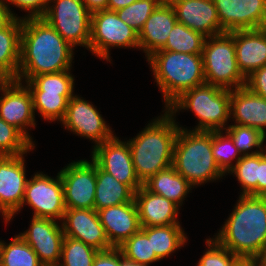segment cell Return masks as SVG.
Returning <instances> with one entry per match:
<instances>
[{
	"label": "cell",
	"instance_id": "1",
	"mask_svg": "<svg viewBox=\"0 0 266 266\" xmlns=\"http://www.w3.org/2000/svg\"><path fill=\"white\" fill-rule=\"evenodd\" d=\"M74 47L42 17L22 19L20 64L16 80L71 70Z\"/></svg>",
	"mask_w": 266,
	"mask_h": 266
},
{
	"label": "cell",
	"instance_id": "2",
	"mask_svg": "<svg viewBox=\"0 0 266 266\" xmlns=\"http://www.w3.org/2000/svg\"><path fill=\"white\" fill-rule=\"evenodd\" d=\"M239 196L214 239L238 258L262 259L266 252V197Z\"/></svg>",
	"mask_w": 266,
	"mask_h": 266
},
{
	"label": "cell",
	"instance_id": "3",
	"mask_svg": "<svg viewBox=\"0 0 266 266\" xmlns=\"http://www.w3.org/2000/svg\"><path fill=\"white\" fill-rule=\"evenodd\" d=\"M146 125L137 136L127 140L137 178L143 184L173 163L178 122L167 110Z\"/></svg>",
	"mask_w": 266,
	"mask_h": 266
},
{
	"label": "cell",
	"instance_id": "4",
	"mask_svg": "<svg viewBox=\"0 0 266 266\" xmlns=\"http://www.w3.org/2000/svg\"><path fill=\"white\" fill-rule=\"evenodd\" d=\"M165 109L183 92L205 84L202 54L157 50L147 58Z\"/></svg>",
	"mask_w": 266,
	"mask_h": 266
},
{
	"label": "cell",
	"instance_id": "5",
	"mask_svg": "<svg viewBox=\"0 0 266 266\" xmlns=\"http://www.w3.org/2000/svg\"><path fill=\"white\" fill-rule=\"evenodd\" d=\"M172 166L193 188L225 176L212 154V131H193L179 126Z\"/></svg>",
	"mask_w": 266,
	"mask_h": 266
},
{
	"label": "cell",
	"instance_id": "6",
	"mask_svg": "<svg viewBox=\"0 0 266 266\" xmlns=\"http://www.w3.org/2000/svg\"><path fill=\"white\" fill-rule=\"evenodd\" d=\"M230 97V89L205 83L183 92L165 110L176 116L179 110L190 109L199 122L193 131H224L230 120Z\"/></svg>",
	"mask_w": 266,
	"mask_h": 266
},
{
	"label": "cell",
	"instance_id": "7",
	"mask_svg": "<svg viewBox=\"0 0 266 266\" xmlns=\"http://www.w3.org/2000/svg\"><path fill=\"white\" fill-rule=\"evenodd\" d=\"M202 60L206 84L230 90L245 86L246 78L237 66L234 31L206 37Z\"/></svg>",
	"mask_w": 266,
	"mask_h": 266
},
{
	"label": "cell",
	"instance_id": "8",
	"mask_svg": "<svg viewBox=\"0 0 266 266\" xmlns=\"http://www.w3.org/2000/svg\"><path fill=\"white\" fill-rule=\"evenodd\" d=\"M113 47L139 48L138 32L122 21L116 11L98 10L91 16L89 50L96 57L110 62Z\"/></svg>",
	"mask_w": 266,
	"mask_h": 266
},
{
	"label": "cell",
	"instance_id": "9",
	"mask_svg": "<svg viewBox=\"0 0 266 266\" xmlns=\"http://www.w3.org/2000/svg\"><path fill=\"white\" fill-rule=\"evenodd\" d=\"M91 16L82 0H49L42 18L71 46H83L89 50Z\"/></svg>",
	"mask_w": 266,
	"mask_h": 266
},
{
	"label": "cell",
	"instance_id": "10",
	"mask_svg": "<svg viewBox=\"0 0 266 266\" xmlns=\"http://www.w3.org/2000/svg\"><path fill=\"white\" fill-rule=\"evenodd\" d=\"M33 209L34 217L62 221L66 211L62 179L58 172L56 178L40 172L28 180L21 208L26 204Z\"/></svg>",
	"mask_w": 266,
	"mask_h": 266
},
{
	"label": "cell",
	"instance_id": "11",
	"mask_svg": "<svg viewBox=\"0 0 266 266\" xmlns=\"http://www.w3.org/2000/svg\"><path fill=\"white\" fill-rule=\"evenodd\" d=\"M66 209H94L96 163L91 159L69 163L59 171Z\"/></svg>",
	"mask_w": 266,
	"mask_h": 266
},
{
	"label": "cell",
	"instance_id": "12",
	"mask_svg": "<svg viewBox=\"0 0 266 266\" xmlns=\"http://www.w3.org/2000/svg\"><path fill=\"white\" fill-rule=\"evenodd\" d=\"M0 117L17 128L34 146L28 127H36L33 98L23 82L6 80L0 86Z\"/></svg>",
	"mask_w": 266,
	"mask_h": 266
},
{
	"label": "cell",
	"instance_id": "13",
	"mask_svg": "<svg viewBox=\"0 0 266 266\" xmlns=\"http://www.w3.org/2000/svg\"><path fill=\"white\" fill-rule=\"evenodd\" d=\"M78 96L74 94L69 99L66 115L60 123L68 131L93 140L94 146L110 140L114 136L112 128L92 103Z\"/></svg>",
	"mask_w": 266,
	"mask_h": 266
},
{
	"label": "cell",
	"instance_id": "14",
	"mask_svg": "<svg viewBox=\"0 0 266 266\" xmlns=\"http://www.w3.org/2000/svg\"><path fill=\"white\" fill-rule=\"evenodd\" d=\"M92 160L116 180L128 185L136 192L143 184L136 176L128 142L116 135L93 147Z\"/></svg>",
	"mask_w": 266,
	"mask_h": 266
},
{
	"label": "cell",
	"instance_id": "15",
	"mask_svg": "<svg viewBox=\"0 0 266 266\" xmlns=\"http://www.w3.org/2000/svg\"><path fill=\"white\" fill-rule=\"evenodd\" d=\"M50 218L32 216L30 228L19 235L31 246L43 266H58L64 232L62 225Z\"/></svg>",
	"mask_w": 266,
	"mask_h": 266
},
{
	"label": "cell",
	"instance_id": "16",
	"mask_svg": "<svg viewBox=\"0 0 266 266\" xmlns=\"http://www.w3.org/2000/svg\"><path fill=\"white\" fill-rule=\"evenodd\" d=\"M225 32L266 28V0H213Z\"/></svg>",
	"mask_w": 266,
	"mask_h": 266
},
{
	"label": "cell",
	"instance_id": "17",
	"mask_svg": "<svg viewBox=\"0 0 266 266\" xmlns=\"http://www.w3.org/2000/svg\"><path fill=\"white\" fill-rule=\"evenodd\" d=\"M61 222L65 236L82 241L98 251L113 248L95 209H66Z\"/></svg>",
	"mask_w": 266,
	"mask_h": 266
},
{
	"label": "cell",
	"instance_id": "18",
	"mask_svg": "<svg viewBox=\"0 0 266 266\" xmlns=\"http://www.w3.org/2000/svg\"><path fill=\"white\" fill-rule=\"evenodd\" d=\"M24 155L0 156V204L12 217L22 206L28 182Z\"/></svg>",
	"mask_w": 266,
	"mask_h": 266
},
{
	"label": "cell",
	"instance_id": "19",
	"mask_svg": "<svg viewBox=\"0 0 266 266\" xmlns=\"http://www.w3.org/2000/svg\"><path fill=\"white\" fill-rule=\"evenodd\" d=\"M174 7L177 22L205 37L224 33L220 26L213 0H169Z\"/></svg>",
	"mask_w": 266,
	"mask_h": 266
},
{
	"label": "cell",
	"instance_id": "20",
	"mask_svg": "<svg viewBox=\"0 0 266 266\" xmlns=\"http://www.w3.org/2000/svg\"><path fill=\"white\" fill-rule=\"evenodd\" d=\"M110 245L118 248L141 229L135 201L97 211Z\"/></svg>",
	"mask_w": 266,
	"mask_h": 266
},
{
	"label": "cell",
	"instance_id": "21",
	"mask_svg": "<svg viewBox=\"0 0 266 266\" xmlns=\"http://www.w3.org/2000/svg\"><path fill=\"white\" fill-rule=\"evenodd\" d=\"M176 22L174 7L169 0H163L138 33L139 49L144 51L145 57L160 50L166 44L169 33Z\"/></svg>",
	"mask_w": 266,
	"mask_h": 266
},
{
	"label": "cell",
	"instance_id": "22",
	"mask_svg": "<svg viewBox=\"0 0 266 266\" xmlns=\"http://www.w3.org/2000/svg\"><path fill=\"white\" fill-rule=\"evenodd\" d=\"M141 227L167 226L180 224L179 206L163 196L151 193L144 186L134 196Z\"/></svg>",
	"mask_w": 266,
	"mask_h": 266
},
{
	"label": "cell",
	"instance_id": "23",
	"mask_svg": "<svg viewBox=\"0 0 266 266\" xmlns=\"http://www.w3.org/2000/svg\"><path fill=\"white\" fill-rule=\"evenodd\" d=\"M230 118L234 124L256 128L266 136V99L245 86L232 89Z\"/></svg>",
	"mask_w": 266,
	"mask_h": 266
},
{
	"label": "cell",
	"instance_id": "24",
	"mask_svg": "<svg viewBox=\"0 0 266 266\" xmlns=\"http://www.w3.org/2000/svg\"><path fill=\"white\" fill-rule=\"evenodd\" d=\"M237 66L247 78L266 65V28L234 31Z\"/></svg>",
	"mask_w": 266,
	"mask_h": 266
},
{
	"label": "cell",
	"instance_id": "25",
	"mask_svg": "<svg viewBox=\"0 0 266 266\" xmlns=\"http://www.w3.org/2000/svg\"><path fill=\"white\" fill-rule=\"evenodd\" d=\"M22 19L15 18L0 31V75L16 80L20 64Z\"/></svg>",
	"mask_w": 266,
	"mask_h": 266
},
{
	"label": "cell",
	"instance_id": "26",
	"mask_svg": "<svg viewBox=\"0 0 266 266\" xmlns=\"http://www.w3.org/2000/svg\"><path fill=\"white\" fill-rule=\"evenodd\" d=\"M143 186L151 193L173 201L179 207L193 187L173 166L157 172Z\"/></svg>",
	"mask_w": 266,
	"mask_h": 266
},
{
	"label": "cell",
	"instance_id": "27",
	"mask_svg": "<svg viewBox=\"0 0 266 266\" xmlns=\"http://www.w3.org/2000/svg\"><path fill=\"white\" fill-rule=\"evenodd\" d=\"M134 196L135 192L128 185L119 182L96 164L94 199V209L96 211L106 207L132 202Z\"/></svg>",
	"mask_w": 266,
	"mask_h": 266
},
{
	"label": "cell",
	"instance_id": "28",
	"mask_svg": "<svg viewBox=\"0 0 266 266\" xmlns=\"http://www.w3.org/2000/svg\"><path fill=\"white\" fill-rule=\"evenodd\" d=\"M141 230L151 239L152 250L160 260L184 247L187 242V236L180 224L141 227Z\"/></svg>",
	"mask_w": 266,
	"mask_h": 266
},
{
	"label": "cell",
	"instance_id": "29",
	"mask_svg": "<svg viewBox=\"0 0 266 266\" xmlns=\"http://www.w3.org/2000/svg\"><path fill=\"white\" fill-rule=\"evenodd\" d=\"M33 98V110L49 122H61L67 111L69 99L73 93H52L46 91H31Z\"/></svg>",
	"mask_w": 266,
	"mask_h": 266
},
{
	"label": "cell",
	"instance_id": "30",
	"mask_svg": "<svg viewBox=\"0 0 266 266\" xmlns=\"http://www.w3.org/2000/svg\"><path fill=\"white\" fill-rule=\"evenodd\" d=\"M206 37L197 31L176 22L169 33L166 44L160 50L186 54H202Z\"/></svg>",
	"mask_w": 266,
	"mask_h": 266
},
{
	"label": "cell",
	"instance_id": "31",
	"mask_svg": "<svg viewBox=\"0 0 266 266\" xmlns=\"http://www.w3.org/2000/svg\"><path fill=\"white\" fill-rule=\"evenodd\" d=\"M1 266H43L31 246L15 235L11 242L0 241Z\"/></svg>",
	"mask_w": 266,
	"mask_h": 266
},
{
	"label": "cell",
	"instance_id": "32",
	"mask_svg": "<svg viewBox=\"0 0 266 266\" xmlns=\"http://www.w3.org/2000/svg\"><path fill=\"white\" fill-rule=\"evenodd\" d=\"M118 248L125 259L140 265L148 266L160 260L152 250L151 239L141 229Z\"/></svg>",
	"mask_w": 266,
	"mask_h": 266
},
{
	"label": "cell",
	"instance_id": "33",
	"mask_svg": "<svg viewBox=\"0 0 266 266\" xmlns=\"http://www.w3.org/2000/svg\"><path fill=\"white\" fill-rule=\"evenodd\" d=\"M237 177L241 184L240 195L257 196V182L259 179V153L242 156L227 172Z\"/></svg>",
	"mask_w": 266,
	"mask_h": 266
},
{
	"label": "cell",
	"instance_id": "34",
	"mask_svg": "<svg viewBox=\"0 0 266 266\" xmlns=\"http://www.w3.org/2000/svg\"><path fill=\"white\" fill-rule=\"evenodd\" d=\"M225 131L231 136L242 156L256 155L266 148L263 144L266 136L256 128L232 124L227 126ZM253 148L256 150L252 151Z\"/></svg>",
	"mask_w": 266,
	"mask_h": 266
},
{
	"label": "cell",
	"instance_id": "35",
	"mask_svg": "<svg viewBox=\"0 0 266 266\" xmlns=\"http://www.w3.org/2000/svg\"><path fill=\"white\" fill-rule=\"evenodd\" d=\"M74 75L70 70L58 73L41 74L25 81L30 91H46L52 93H74Z\"/></svg>",
	"mask_w": 266,
	"mask_h": 266
},
{
	"label": "cell",
	"instance_id": "36",
	"mask_svg": "<svg viewBox=\"0 0 266 266\" xmlns=\"http://www.w3.org/2000/svg\"><path fill=\"white\" fill-rule=\"evenodd\" d=\"M99 251L82 241L65 236L58 266H92Z\"/></svg>",
	"mask_w": 266,
	"mask_h": 266
},
{
	"label": "cell",
	"instance_id": "37",
	"mask_svg": "<svg viewBox=\"0 0 266 266\" xmlns=\"http://www.w3.org/2000/svg\"><path fill=\"white\" fill-rule=\"evenodd\" d=\"M225 134V135H224ZM212 154L219 168L227 175V172L242 157L241 153L234 145L231 136L223 130L212 131Z\"/></svg>",
	"mask_w": 266,
	"mask_h": 266
},
{
	"label": "cell",
	"instance_id": "38",
	"mask_svg": "<svg viewBox=\"0 0 266 266\" xmlns=\"http://www.w3.org/2000/svg\"><path fill=\"white\" fill-rule=\"evenodd\" d=\"M34 147L17 128L0 117V156L26 154Z\"/></svg>",
	"mask_w": 266,
	"mask_h": 266
},
{
	"label": "cell",
	"instance_id": "39",
	"mask_svg": "<svg viewBox=\"0 0 266 266\" xmlns=\"http://www.w3.org/2000/svg\"><path fill=\"white\" fill-rule=\"evenodd\" d=\"M163 0H136L129 6L116 11L118 17L138 33L148 17Z\"/></svg>",
	"mask_w": 266,
	"mask_h": 266
},
{
	"label": "cell",
	"instance_id": "40",
	"mask_svg": "<svg viewBox=\"0 0 266 266\" xmlns=\"http://www.w3.org/2000/svg\"><path fill=\"white\" fill-rule=\"evenodd\" d=\"M208 247L197 266H232L238 257L219 244L214 238L206 239Z\"/></svg>",
	"mask_w": 266,
	"mask_h": 266
},
{
	"label": "cell",
	"instance_id": "41",
	"mask_svg": "<svg viewBox=\"0 0 266 266\" xmlns=\"http://www.w3.org/2000/svg\"><path fill=\"white\" fill-rule=\"evenodd\" d=\"M4 1L10 11L11 9L8 5L9 3L10 5L13 4L14 6L26 12L28 11V14L25 15L26 17L25 16L21 17V19L43 17L49 5V0H4Z\"/></svg>",
	"mask_w": 266,
	"mask_h": 266
},
{
	"label": "cell",
	"instance_id": "42",
	"mask_svg": "<svg viewBox=\"0 0 266 266\" xmlns=\"http://www.w3.org/2000/svg\"><path fill=\"white\" fill-rule=\"evenodd\" d=\"M245 87L266 99V65L255 70L246 78Z\"/></svg>",
	"mask_w": 266,
	"mask_h": 266
},
{
	"label": "cell",
	"instance_id": "43",
	"mask_svg": "<svg viewBox=\"0 0 266 266\" xmlns=\"http://www.w3.org/2000/svg\"><path fill=\"white\" fill-rule=\"evenodd\" d=\"M92 266H121V250L113 247L106 251H99Z\"/></svg>",
	"mask_w": 266,
	"mask_h": 266
},
{
	"label": "cell",
	"instance_id": "44",
	"mask_svg": "<svg viewBox=\"0 0 266 266\" xmlns=\"http://www.w3.org/2000/svg\"><path fill=\"white\" fill-rule=\"evenodd\" d=\"M257 196L266 197V149L259 152V179L257 182Z\"/></svg>",
	"mask_w": 266,
	"mask_h": 266
},
{
	"label": "cell",
	"instance_id": "45",
	"mask_svg": "<svg viewBox=\"0 0 266 266\" xmlns=\"http://www.w3.org/2000/svg\"><path fill=\"white\" fill-rule=\"evenodd\" d=\"M5 4L4 0H0V31L5 29L15 18H20L12 13Z\"/></svg>",
	"mask_w": 266,
	"mask_h": 266
},
{
	"label": "cell",
	"instance_id": "46",
	"mask_svg": "<svg viewBox=\"0 0 266 266\" xmlns=\"http://www.w3.org/2000/svg\"><path fill=\"white\" fill-rule=\"evenodd\" d=\"M87 9L93 13L98 10L107 9L108 0H82Z\"/></svg>",
	"mask_w": 266,
	"mask_h": 266
},
{
	"label": "cell",
	"instance_id": "47",
	"mask_svg": "<svg viewBox=\"0 0 266 266\" xmlns=\"http://www.w3.org/2000/svg\"><path fill=\"white\" fill-rule=\"evenodd\" d=\"M136 0H108L107 9L111 11H117L118 9L129 6Z\"/></svg>",
	"mask_w": 266,
	"mask_h": 266
},
{
	"label": "cell",
	"instance_id": "48",
	"mask_svg": "<svg viewBox=\"0 0 266 266\" xmlns=\"http://www.w3.org/2000/svg\"><path fill=\"white\" fill-rule=\"evenodd\" d=\"M232 266H254V258H238Z\"/></svg>",
	"mask_w": 266,
	"mask_h": 266
},
{
	"label": "cell",
	"instance_id": "49",
	"mask_svg": "<svg viewBox=\"0 0 266 266\" xmlns=\"http://www.w3.org/2000/svg\"><path fill=\"white\" fill-rule=\"evenodd\" d=\"M0 213L2 214L1 216H3L5 223H8L10 220L14 218L3 208L1 204H0Z\"/></svg>",
	"mask_w": 266,
	"mask_h": 266
},
{
	"label": "cell",
	"instance_id": "50",
	"mask_svg": "<svg viewBox=\"0 0 266 266\" xmlns=\"http://www.w3.org/2000/svg\"><path fill=\"white\" fill-rule=\"evenodd\" d=\"M121 266H144V265H140V264H138L136 262H132V261H129V260L125 259L123 257L122 252H121Z\"/></svg>",
	"mask_w": 266,
	"mask_h": 266
},
{
	"label": "cell",
	"instance_id": "51",
	"mask_svg": "<svg viewBox=\"0 0 266 266\" xmlns=\"http://www.w3.org/2000/svg\"><path fill=\"white\" fill-rule=\"evenodd\" d=\"M254 266H266V263H264L261 259L254 258Z\"/></svg>",
	"mask_w": 266,
	"mask_h": 266
},
{
	"label": "cell",
	"instance_id": "52",
	"mask_svg": "<svg viewBox=\"0 0 266 266\" xmlns=\"http://www.w3.org/2000/svg\"><path fill=\"white\" fill-rule=\"evenodd\" d=\"M6 81L1 75H0V86Z\"/></svg>",
	"mask_w": 266,
	"mask_h": 266
},
{
	"label": "cell",
	"instance_id": "53",
	"mask_svg": "<svg viewBox=\"0 0 266 266\" xmlns=\"http://www.w3.org/2000/svg\"><path fill=\"white\" fill-rule=\"evenodd\" d=\"M264 263H266V252H265V254H264V256H263V258L261 259Z\"/></svg>",
	"mask_w": 266,
	"mask_h": 266
}]
</instances>
